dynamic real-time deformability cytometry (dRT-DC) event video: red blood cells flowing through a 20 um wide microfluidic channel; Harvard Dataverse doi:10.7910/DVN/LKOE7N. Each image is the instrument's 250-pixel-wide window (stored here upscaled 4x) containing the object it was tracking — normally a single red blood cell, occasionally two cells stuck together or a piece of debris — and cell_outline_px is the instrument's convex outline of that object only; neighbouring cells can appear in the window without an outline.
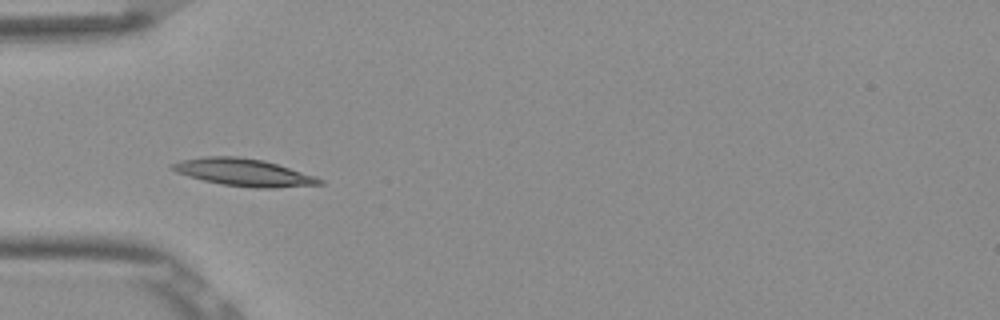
{"species": "Egyptian fruit bat (a non-hibernating species)", "species_latin": "Rousettus aegyptiacus", "temperature_condition": "room temperature", "stored_images_in_passage": 37, "camera_frame_rate_fps": 3000, "um_per_image_px": 0.085, "frame": {"image": 1, "passage_image": 1, "time_ms": 0.0, "image_size_px": [1000, 320], "cell_outline_px": [[324, 184], [276, 188], [256, 188], [224, 184], [204, 180], [188, 176], [176, 172], [168, 168], [172, 164], [180, 160], [204, 156], [236, 156], [264, 160], [316, 176], [324, 180]], "centroid_in_image_um": [20.72, 14.65], "position_along_channel_um": 64.3, "area_um2": 23.47}}
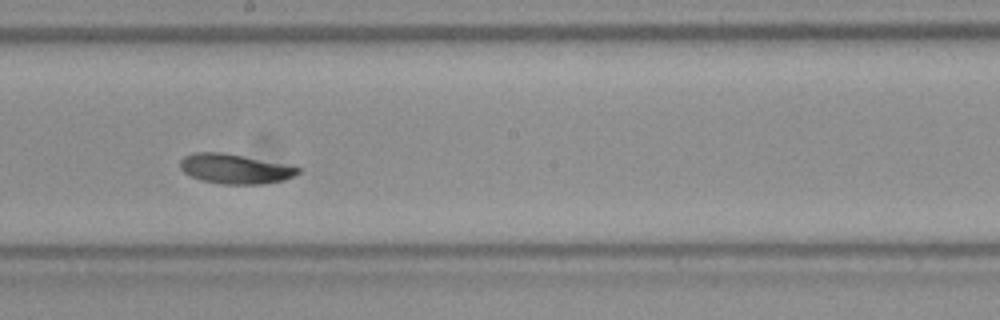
{"frame": {"image": 2, "passage_image": 14, "time_ms": 4.333, "image_size_px": [1000, 320], "cell_outline_px": [[300, 172], [296, 176], [284, 180], [260, 184], [220, 184], [200, 180], [184, 172], [180, 168], [180, 160], [184, 156], [192, 152], [224, 152], [300, 168]], "centroid_in_image_um": [19.93, 14.35], "position_along_channel_um": 228.3, "area_um2": 20.29}}
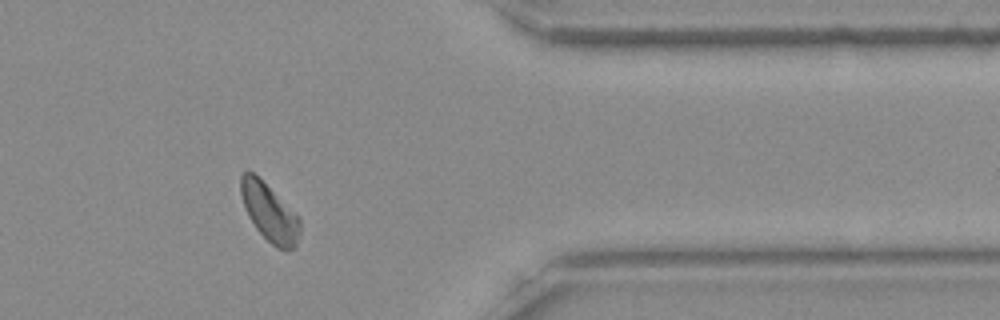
{"frame": {"image": 3, "passage_image": 28, "time_ms": 9.0, "image_size_px": [1000, 320], "cell_outline_px": [[300, 232], [296, 248], [276, 248], [256, 228], [248, 216], [244, 208], [240, 192], [240, 176], [248, 168], [300, 216]], "centroid_in_image_um": [22.9, 18.04], "position_along_channel_um": 388.5, "area_um2": 19.83}, "authors_computed_cell_mechanics": {"area_um2": 20.2878, "velocity_mm_per_s": 3.8142, "shape_relaxation_time_tau1_ms": 2.456, "shape_relaxation_time_tau2_ms": 4.2732, "deformation_change_tau1": 0.1251, "deformation_change_tau2": 0.0663}}